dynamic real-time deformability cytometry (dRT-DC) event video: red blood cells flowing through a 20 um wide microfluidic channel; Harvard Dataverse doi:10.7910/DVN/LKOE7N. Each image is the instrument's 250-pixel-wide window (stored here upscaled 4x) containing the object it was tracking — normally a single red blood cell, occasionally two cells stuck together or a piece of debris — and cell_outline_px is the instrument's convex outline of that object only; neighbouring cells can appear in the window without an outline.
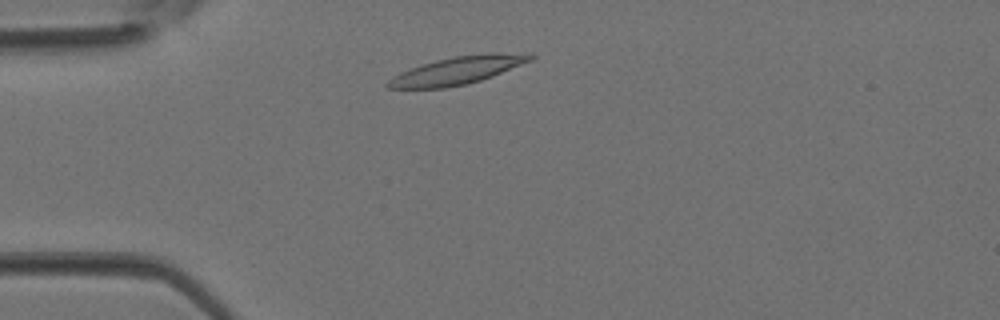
{"species": "Egyptian fruit bat (a non-hibernating species)", "species_latin": "Rousettus aegyptiacus", "temperature_condition": "room temperature", "stored_images_in_passage": 2, "camera_frame_rate_fps": 3000, "um_per_image_px": 0.085, "animal": {"sex": "female"}, "frame": {"image": 1, "passage_image": 2, "time_ms": 0.333, "image_size_px": [1000, 320], "cell_outline_px": [[536, 56], [532, 60], [492, 76], [468, 84], [444, 88], [388, 88], [384, 84], [392, 76], [408, 68], [436, 60], [456, 56], [488, 52], [532, 52]], "centroid_in_image_um": [38.93, 5.96], "position_along_channel_um": 46.1, "area_um2": 23.35}}